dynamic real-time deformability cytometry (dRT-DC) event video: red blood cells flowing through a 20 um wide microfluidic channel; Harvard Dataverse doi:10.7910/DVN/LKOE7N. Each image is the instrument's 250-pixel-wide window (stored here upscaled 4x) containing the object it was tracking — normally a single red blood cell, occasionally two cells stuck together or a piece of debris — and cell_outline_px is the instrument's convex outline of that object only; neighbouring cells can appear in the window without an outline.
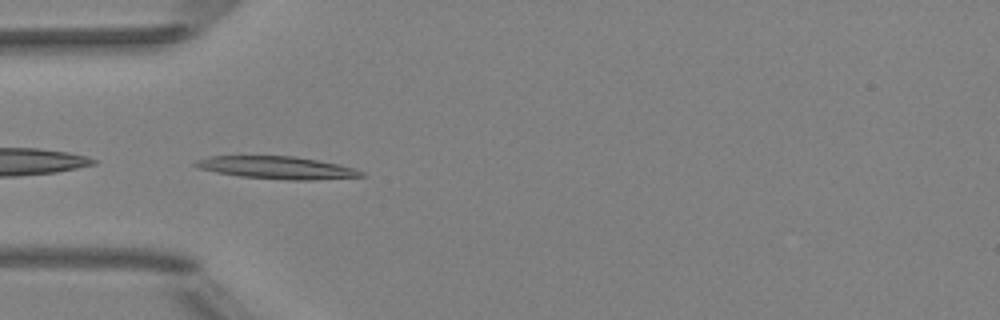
{"species": "Egyptian fruit bat (a non-hibernating species)", "species_latin": "Rousettus aegyptiacus", "temperature_condition": "room temperature", "stored_images_in_passage": 36, "camera_frame_rate_fps": 3000, "um_per_image_px": 0.085, "animal": {"sex": "female"}, "frame": {"image": 1, "passage_image": 1, "time_ms": 0.0, "image_size_px": [1000, 320], "cell_outline_px": [[364, 176], [312, 180], [288, 180], [240, 176], [216, 172], [200, 168], [192, 164], [196, 160], [208, 156], [292, 156], [340, 164], [356, 168], [364, 172]], "centroid_in_image_um": [23.56, 14.25], "position_along_channel_um": 61.4, "area_um2": 21.68}}
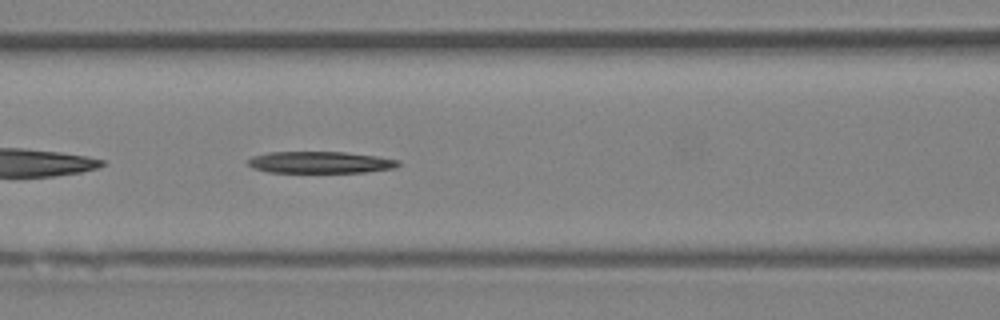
{"frame": {"image": 2, "passage_image": 7, "time_ms": 2.0, "image_size_px": [1000, 320], "cell_outline_px": [[400, 164], [396, 168], [364, 172], [268, 172], [252, 168], [248, 164], [248, 160], [252, 156], [268, 152], [344, 152], [376, 156], [400, 160]], "centroid_in_image_um": [27.22, 13.8], "position_along_channel_um": 139.4, "area_um2": 19.02}}
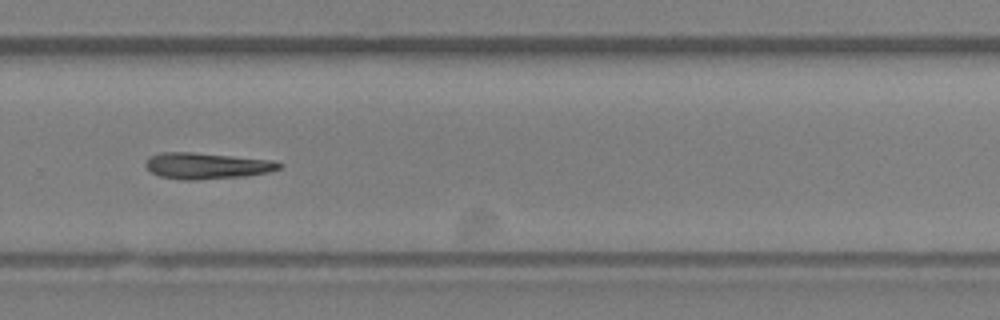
{"frame": {"image": 3, "passage_image": 20, "time_ms": 6.333, "image_size_px": [1000, 320], "cell_outline_px": [[284, 164], [280, 168], [268, 172], [244, 176], [196, 180], [184, 180], [160, 176], [152, 172], [144, 164], [148, 156], [160, 152], [192, 152], [272, 160]], "centroid_in_image_um": [17.55, 14.09], "position_along_channel_um": 312.3, "area_um2": 20.35}, "authors_computed_cell_mechanics": {"area_um2": 19.7098, "velocity_mm_per_s": 3.9954, "shape_relaxation_time_tau1_ms": 6.9716, "shape_relaxation_time_tau2_ms": null, "deformation_change_tau1": 0.1988, "deformation_change_tau2": null}}